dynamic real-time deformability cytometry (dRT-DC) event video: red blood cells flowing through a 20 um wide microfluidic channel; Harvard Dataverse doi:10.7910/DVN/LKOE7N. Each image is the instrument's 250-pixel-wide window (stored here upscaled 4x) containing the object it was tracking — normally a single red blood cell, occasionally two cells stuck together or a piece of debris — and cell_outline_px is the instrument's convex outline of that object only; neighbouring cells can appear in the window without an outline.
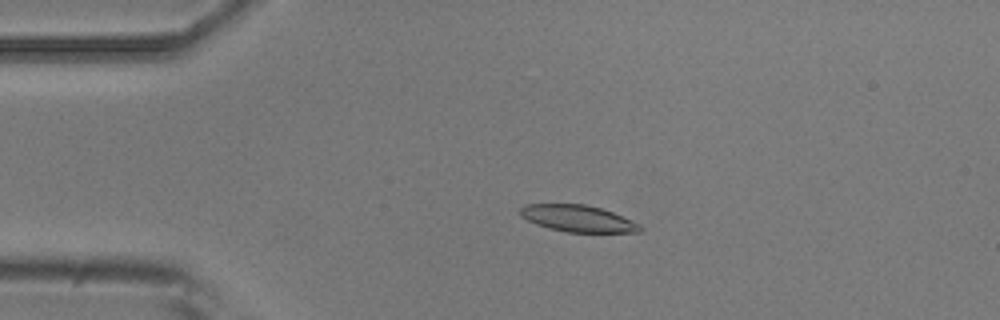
{"species": "common noctule bat (a hibernating species)", "species_latin": "Nyctalus noctula", "temperature_condition": "room temperature", "stored_images_in_passage": 54, "camera_frame_rate_fps": 3000, "um_per_image_px": 0.085, "animal": {"sex": "male", "body_mass_g": 20.5, "forearm_length_mm": 52.5}, "frame": {"image": 1, "passage_image": 12, "time_ms": 3.667, "image_size_px": [1000, 320], "cell_outline_px": [[640, 232], [568, 232], [548, 228], [536, 224], [520, 216], [520, 208], [524, 204], [584, 204], [600, 208], [612, 212], [632, 220], [640, 224]], "centroid_in_image_um": [49.09, 18.57], "position_along_channel_um": 35.9, "area_um2": 18.5}}
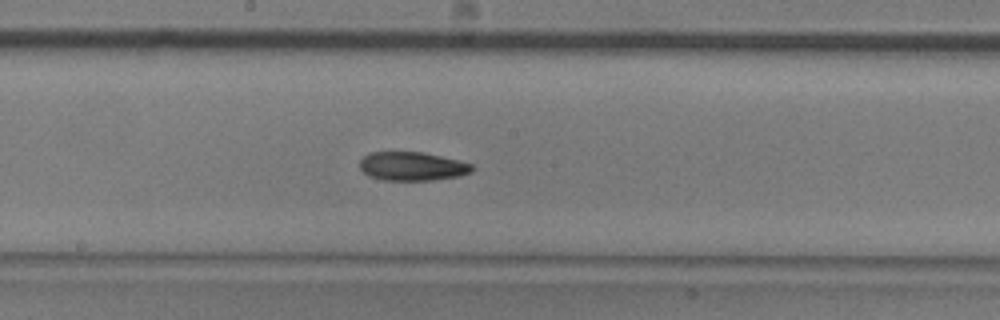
{"frame": {"image": 2, "passage_image": 29, "time_ms": 9.333, "image_size_px": [1000, 320], "cell_outline_px": [[472, 172], [460, 176], [432, 180], [384, 180], [368, 176], [360, 168], [360, 160], [368, 152], [424, 152], [460, 160], [472, 164]], "centroid_in_image_um": [35.04, 14.13], "position_along_channel_um": 213.2, "area_um2": 18.9}}
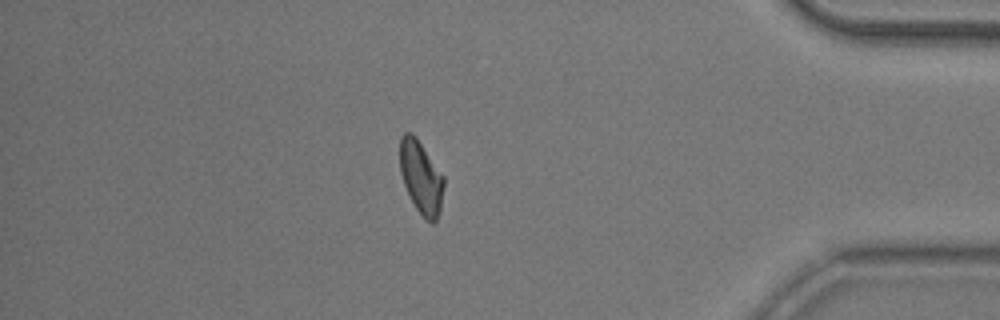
{"frame": {"image": 3, "passage_image": 47, "time_ms": 15.333, "image_size_px": [1000, 320], "cell_outline_px": [[444, 188], [440, 212], [436, 220], [432, 224], [416, 208], [404, 184], [400, 172], [400, 136], [404, 132], [412, 132], [416, 136], [444, 176]], "centroid_in_image_um": [35.8, 15.03], "position_along_channel_um": 399.4, "area_um2": 18.61}, "authors_computed_cell_mechanics": {"area_um2": 19.1029, "velocity_mm_per_s": 3.7332, "shape_relaxation_time_tau1_ms": 8.0505, "shape_relaxation_time_tau2_ms": 5.0119, "deformation_change_tau1": 0.1944, "deformation_change_tau2": 0.1095}}